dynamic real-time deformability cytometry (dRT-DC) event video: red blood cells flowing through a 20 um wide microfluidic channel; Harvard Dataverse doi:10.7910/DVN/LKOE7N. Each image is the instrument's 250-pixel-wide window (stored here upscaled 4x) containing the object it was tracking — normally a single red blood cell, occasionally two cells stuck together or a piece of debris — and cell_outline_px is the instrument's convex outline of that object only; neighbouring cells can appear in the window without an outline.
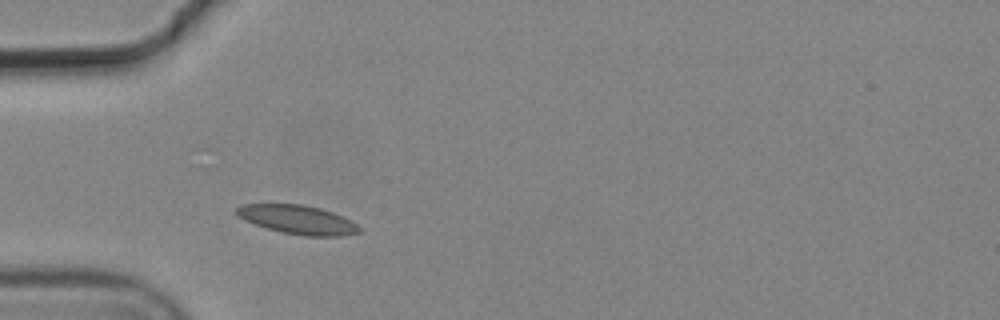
{"species": "common noctule bat (a hibernating species)", "species_latin": "Nyctalus noctula", "temperature_condition": "cold", "stored_images_in_passage": 3, "camera_frame_rate_fps": 3000, "um_per_image_px": 0.085, "animal": {"sex": "male", "body_mass_g": 19.2, "forearm_length_mm": 51.8}, "frame": {"image": 1, "passage_image": 1, "time_ms": 0.0, "image_size_px": [1000, 320], "cell_outline_px": [[360, 232], [344, 236], [304, 236], [280, 232], [244, 220], [236, 216], [232, 212], [236, 208], [244, 204], [304, 204], [320, 208], [344, 216], [352, 220], [360, 228]], "centroid_in_image_um": [25.3, 18.67], "position_along_channel_um": 59.7, "area_um2": 20.87}}
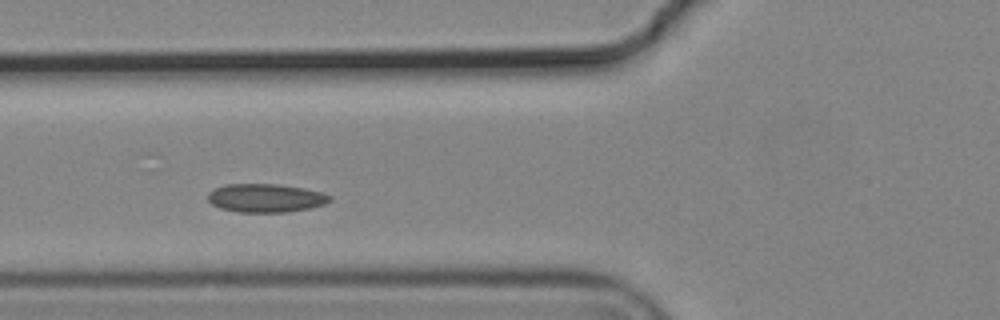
{"frame": {"image": 2, "passage_image": 2, "time_ms": 0.333, "image_size_px": [1000, 320], "cell_outline_px": [[332, 200], [324, 204], [308, 208], [288, 212], [240, 212], [220, 208], [212, 204], [208, 200], [208, 192], [212, 188], [224, 184], [276, 184], [304, 188], [324, 192], [332, 196]], "centroid_in_image_um": [22.58, 16.82], "position_along_channel_um": 103.2, "area_um2": 20.4}}
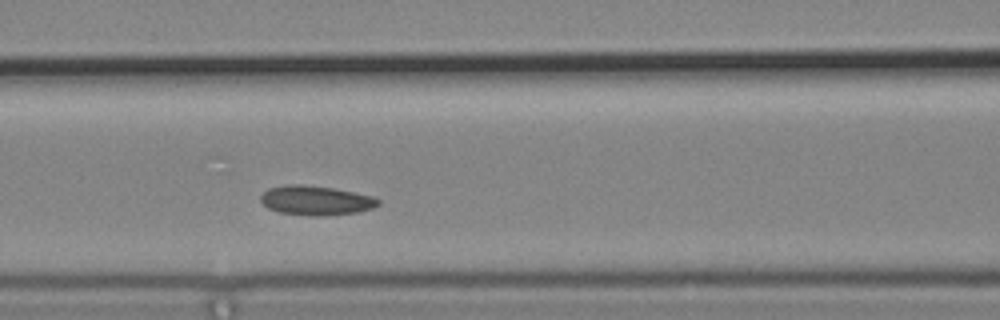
{"frame": {"image": 3, "passage_image": 3, "time_ms": 0.667, "image_size_px": [1000, 320], "cell_outline_px": [[380, 204], [372, 208], [356, 212], [316, 216], [280, 212], [268, 208], [260, 200], [260, 196], [268, 188], [284, 184], [304, 184], [332, 188], [372, 196], [380, 200]], "centroid_in_image_um": [26.82, 17.02], "position_along_channel_um": 139.8, "area_um2": 19.94}}